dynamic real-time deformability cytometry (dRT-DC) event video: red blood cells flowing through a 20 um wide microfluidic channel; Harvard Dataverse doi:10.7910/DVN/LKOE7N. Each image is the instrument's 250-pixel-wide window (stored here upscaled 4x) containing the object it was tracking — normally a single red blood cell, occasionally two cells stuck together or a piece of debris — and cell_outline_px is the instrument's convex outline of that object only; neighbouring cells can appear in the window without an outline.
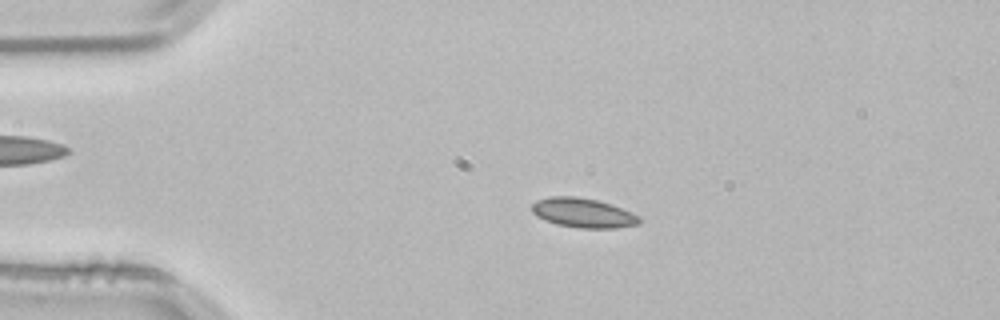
{"species": "common noctule bat (a hibernating species)", "species_latin": "Nyctalus noctula", "temperature_condition": "room temperature", "stored_images_in_passage": 49, "camera_frame_rate_fps": 3000, "um_per_image_px": 0.085, "animal": {"sex": "male", "body_mass_g": 21.5, "forearm_length_mm": 52.0}, "frame": {"image": 1, "passage_image": 7, "time_ms": 2.0, "image_size_px": [1000, 320], "cell_outline_px": [[640, 224], [616, 228], [580, 228], [556, 224], [544, 220], [536, 216], [532, 212], [532, 204], [536, 200], [552, 196], [576, 196], [596, 200], [612, 204], [640, 216]], "centroid_in_image_um": [49.56, 18.09], "position_along_channel_um": 35.4, "area_um2": 18.55}}
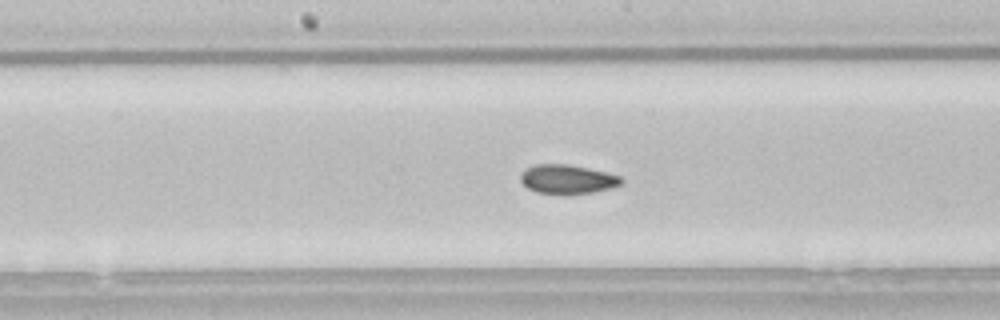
{"frame": {"image": 2, "passage_image": 23, "time_ms": 7.333, "image_size_px": [1000, 320], "cell_outline_px": [[624, 184], [612, 188], [592, 192], [568, 196], [564, 196], [536, 192], [528, 188], [520, 180], [520, 172], [536, 164], [568, 164], [604, 172], [620, 176], [624, 180]], "centroid_in_image_um": [48.23, 15.27], "position_along_channel_um": 200.0, "area_um2": 17.46}}
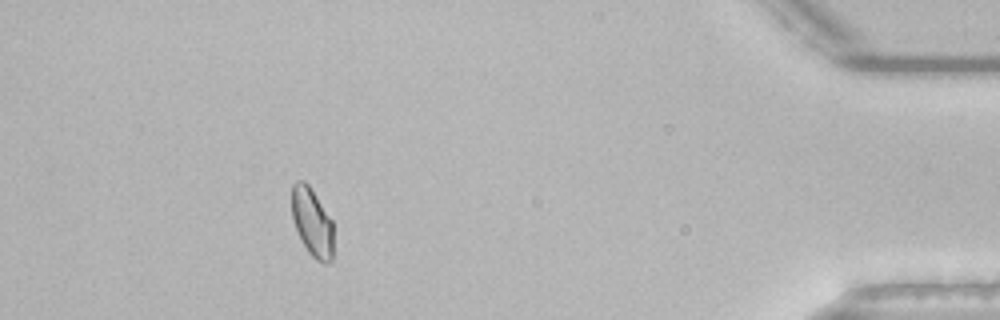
{"frame": {"image": 3, "passage_image": 44, "time_ms": 14.333, "image_size_px": [1000, 320], "cell_outline_px": [[332, 260], [328, 264], [324, 264], [316, 260], [308, 252], [296, 228], [292, 216], [292, 184], [296, 180], [304, 180], [308, 184], [332, 220]], "centroid_in_image_um": [26.53, 18.89], "position_along_channel_um": 408.7, "area_um2": 16.42}, "authors_computed_cell_mechanics": {"area_um2": 17.1666, "velocity_mm_per_s": 3.7959, "shape_relaxation_time_tau1_ms": 9.9592, "shape_relaxation_time_tau2_ms": 3.6133, "deformation_change_tau1": 0.1187, "deformation_change_tau2": 0.0542}}